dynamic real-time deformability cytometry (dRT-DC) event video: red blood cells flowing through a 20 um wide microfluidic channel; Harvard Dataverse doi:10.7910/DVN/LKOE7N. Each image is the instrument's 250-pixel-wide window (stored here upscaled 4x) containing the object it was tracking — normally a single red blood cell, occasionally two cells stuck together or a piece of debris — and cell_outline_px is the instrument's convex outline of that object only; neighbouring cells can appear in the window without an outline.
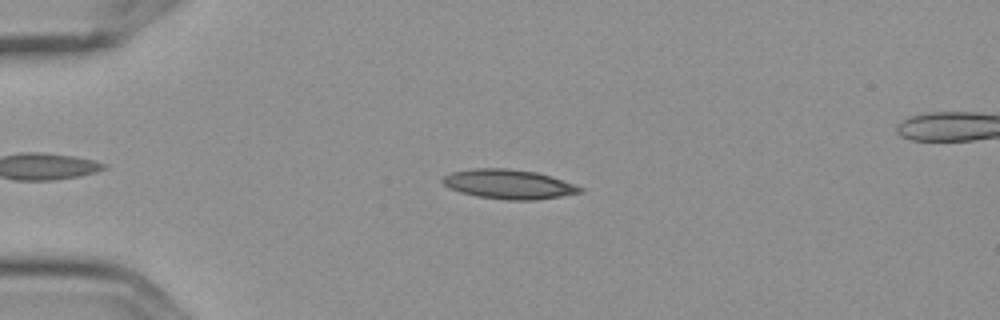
{"species": "Egyptian fruit bat (a non-hibernating species)", "species_latin": "Rousettus aegyptiacus", "temperature_condition": "cold", "stored_images_in_passage": 3, "camera_frame_rate_fps": 3000, "um_per_image_px": 0.085, "frame": {"image": 1, "passage_image": 3, "time_ms": 0.667, "image_size_px": [1000, 320], "cell_outline_px": [[584, 192], [536, 200], [504, 200], [476, 196], [460, 192], [448, 188], [440, 180], [444, 176], [452, 172], [472, 168], [508, 168], [536, 172], [552, 176], [584, 188]], "centroid_in_image_um": [43.23, 15.66], "position_along_channel_um": 41.8, "area_um2": 23.76}}